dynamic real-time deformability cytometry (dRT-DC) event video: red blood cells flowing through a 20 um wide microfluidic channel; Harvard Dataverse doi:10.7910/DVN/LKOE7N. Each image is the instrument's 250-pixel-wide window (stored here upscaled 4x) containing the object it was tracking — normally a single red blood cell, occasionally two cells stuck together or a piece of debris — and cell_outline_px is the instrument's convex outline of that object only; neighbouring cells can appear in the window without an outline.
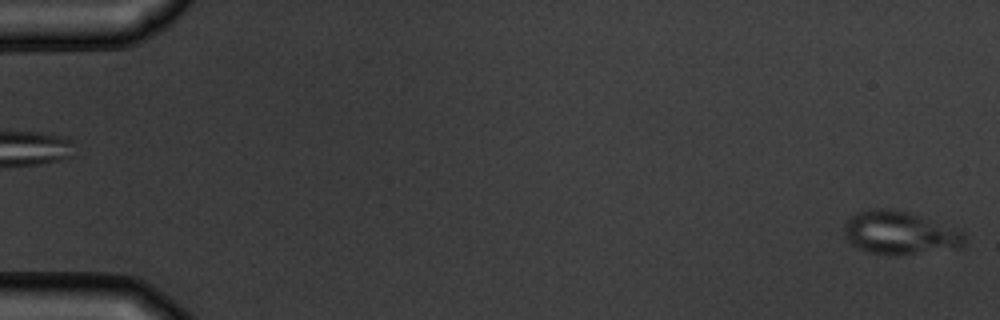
{"species": "common noctule bat (a hibernating species)", "species_latin": "Nyctalus noctula", "temperature_condition": "warm", "stored_images_in_passage": 6, "segment_of_instrument_passage": [2, 2], "camera_frame_rate_fps": 3000, "um_per_image_px": 0.085, "animal": {"sex": "male", "body_mass_g": 19.5, "forearm_length_mm": 54.6}, "frame": {"image": 1, "passage_image": 6, "time_ms": 5.667, "image_size_px": [1000, 320], "cell_outline_px": [[964, 248], [912, 252], [868, 252], [856, 248], [844, 236], [844, 224], [848, 216], [856, 212], [872, 208], [896, 208], [960, 228], [964, 232]], "centroid_in_image_um": [76.49, 19.72], "position_along_channel_um": 8.5, "area_um2": 30.17}}